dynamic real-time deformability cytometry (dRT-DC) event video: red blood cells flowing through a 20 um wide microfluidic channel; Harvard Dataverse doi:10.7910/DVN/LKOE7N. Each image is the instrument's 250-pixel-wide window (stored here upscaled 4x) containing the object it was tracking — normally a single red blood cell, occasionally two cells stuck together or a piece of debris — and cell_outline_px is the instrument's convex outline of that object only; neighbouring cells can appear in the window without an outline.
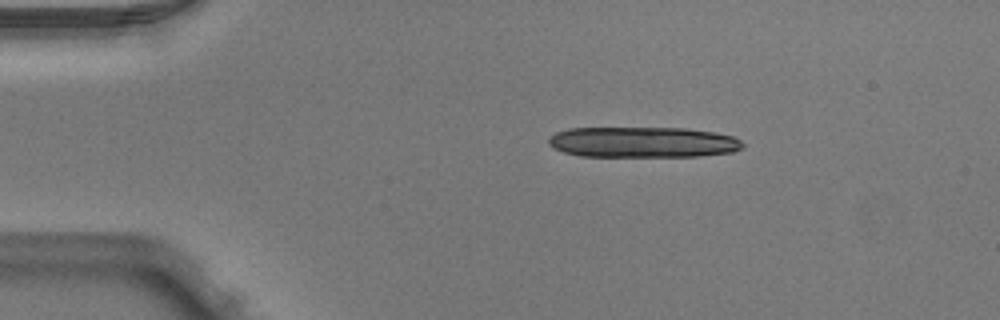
{"species": "Egyptian fruit bat (a non-hibernating species)", "species_latin": "Rousettus aegyptiacus", "temperature_condition": "warm", "stored_images_in_passage": 41, "camera_frame_rate_fps": 3000, "um_per_image_px": 0.085, "animal": {"sex": "male"}, "frame": {"image": 1, "passage_image": 1, "time_ms": 0.0, "image_size_px": [1000, 320], "cell_outline_px": [[744, 148], [732, 152], [700, 156], [580, 156], [564, 152], [552, 148], [548, 144], [548, 140], [556, 132], [568, 128], [684, 128], [716, 132], [732, 136], [740, 140], [744, 144]], "centroid_in_image_um": [54.65, 12.08], "position_along_channel_um": 30.3, "area_um2": 34.85}}
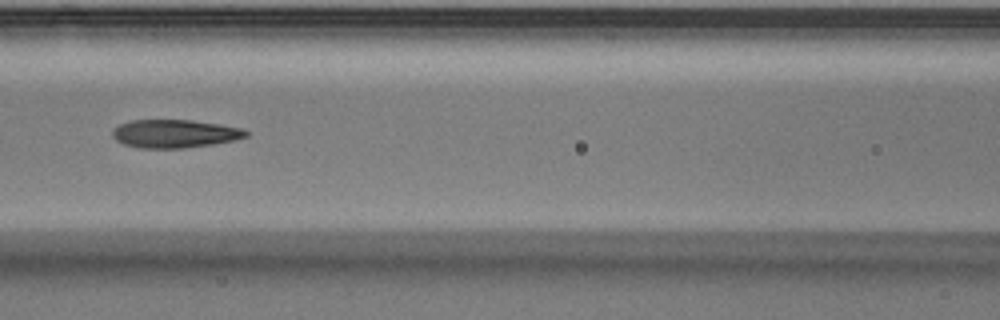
{"frame": {"image": 2, "passage_image": 15, "time_ms": 4.667, "image_size_px": [1000, 320], "cell_outline_px": [[248, 136], [232, 140], [212, 144], [184, 148], [140, 148], [124, 144], [116, 140], [112, 136], [112, 132], [120, 124], [132, 120], [192, 120], [220, 124], [240, 128], [248, 132]], "centroid_in_image_um": [14.83, 11.36], "position_along_channel_um": 151.8, "area_um2": 21.73}}
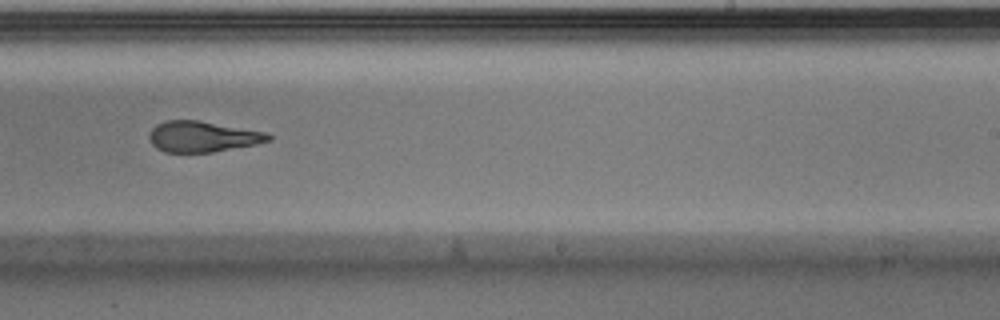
{"frame": {"image": 3, "passage_image": 24, "time_ms": 7.667, "image_size_px": [1000, 320], "cell_outline_px": [[272, 140], [256, 144], [212, 152], [164, 152], [156, 148], [152, 144], [152, 128], [156, 124], [168, 120], [200, 120], [268, 132], [272, 136]], "centroid_in_image_um": [17.29, 11.6], "position_along_channel_um": 271.7, "area_um2": 21.33}, "authors_computed_cell_mechanics": {"area_um2": 22.9466, "velocity_mm_per_s": 4.0094, "shape_relaxation_time_tau1_ms": null, "shape_relaxation_time_tau2_ms": 2.4687, "deformation_change_tau1": null, "deformation_change_tau2": 0.1044}}